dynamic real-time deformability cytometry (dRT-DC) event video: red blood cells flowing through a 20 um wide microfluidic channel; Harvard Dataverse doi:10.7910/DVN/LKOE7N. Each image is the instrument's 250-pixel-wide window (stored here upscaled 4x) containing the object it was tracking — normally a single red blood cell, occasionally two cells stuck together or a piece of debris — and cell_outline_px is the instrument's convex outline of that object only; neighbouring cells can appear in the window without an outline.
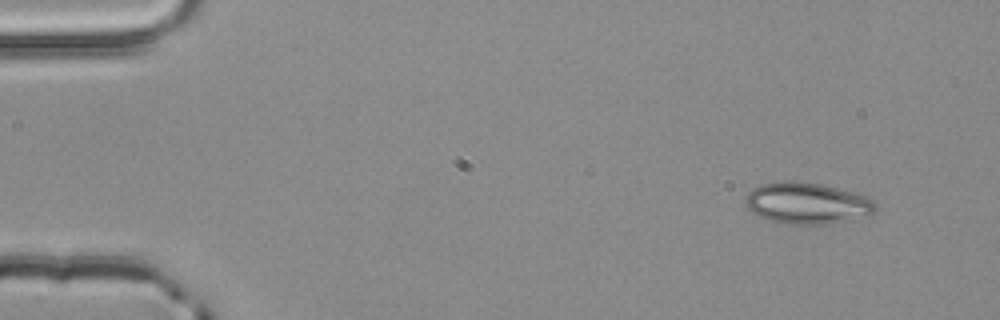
{"species": "common noctule bat (a hibernating species)", "species_latin": "Nyctalus noctula", "temperature_condition": "room temperature", "stored_images_in_passage": 2, "camera_frame_rate_fps": 3000, "um_per_image_px": 0.085, "animal": {"sex": "male", "body_mass_g": 20.4}, "frame": {"image": 1, "passage_image": 2, "time_ms": 0.333, "image_size_px": [1000, 320], "cell_outline_px": [[876, 208], [868, 216], [828, 224], [788, 224], [772, 220], [760, 216], [752, 212], [748, 208], [744, 200], [744, 196], [752, 188], [760, 184], [792, 180], [820, 184], [852, 192], [864, 196], [872, 200], [876, 204]], "centroid_in_image_um": [68.57, 17.27], "position_along_channel_um": 16.4, "area_um2": 31.15}}